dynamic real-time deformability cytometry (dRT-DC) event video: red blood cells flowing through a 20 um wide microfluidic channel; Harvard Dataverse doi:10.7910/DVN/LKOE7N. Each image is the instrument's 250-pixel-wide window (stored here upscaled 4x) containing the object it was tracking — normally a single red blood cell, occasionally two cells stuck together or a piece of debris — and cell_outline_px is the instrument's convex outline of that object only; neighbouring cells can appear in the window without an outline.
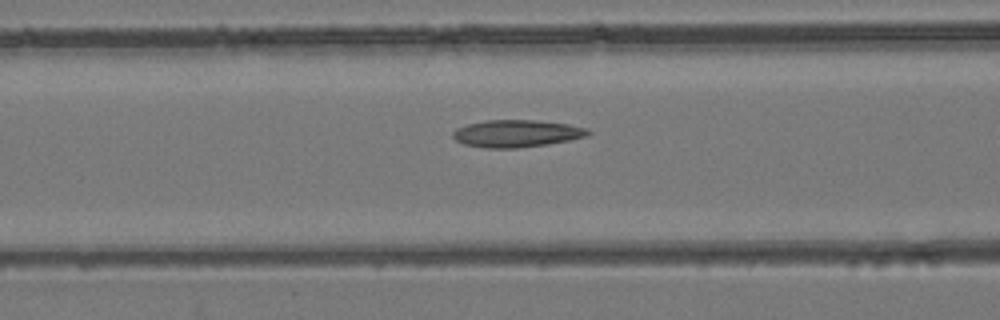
{"species": "common noctule bat (a hibernating species)", "species_latin": "Nyctalus noctula", "temperature_condition": "room temperature", "stored_images_in_passage": 34, "camera_frame_rate_fps": 3000, "um_per_image_px": 0.085, "animal": {"sex": "female", "body_mass_g": 24.6, "forearm_length_mm": 56.2}, "frame": {"image": 1, "passage_image": 6, "time_ms": 1.667, "image_size_px": [1000, 320], "cell_outline_px": [[592, 132], [584, 136], [568, 140], [544, 144], [516, 148], [484, 148], [464, 144], [456, 140], [452, 136], [452, 132], [456, 128], [468, 124], [488, 120], [536, 120], [568, 124], [588, 128]], "centroid_in_image_um": [43.88, 11.34], "position_along_channel_um": 122.7, "area_um2": 21.27}}
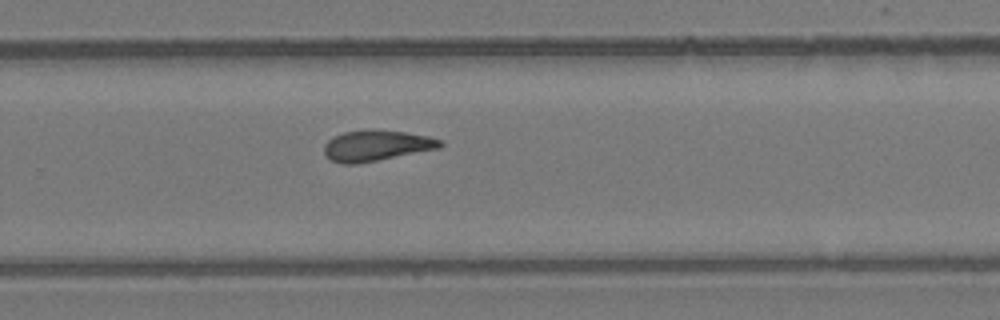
{"frame": {"image": 2, "passage_image": 18, "time_ms": 5.667, "image_size_px": [1000, 320], "cell_outline_px": [[444, 144], [440, 148], [356, 164], [340, 164], [332, 160], [324, 152], [324, 144], [328, 140], [344, 132], [404, 132], [428, 136], [440, 140]], "centroid_in_image_um": [32.0, 12.42], "position_along_channel_um": 297.8, "area_um2": 19.88}}
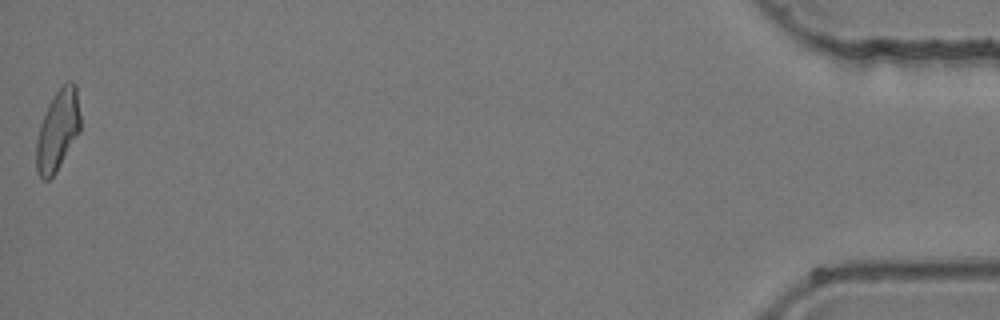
{"frame": {"image": 3, "passage_image": 34, "time_ms": 11.0, "image_size_px": [1000, 320], "cell_outline_px": [[80, 132], [56, 172], [48, 180], [44, 180], [36, 172], [36, 140], [40, 124], [48, 104], [56, 92], [68, 80], [72, 80], [76, 84], [80, 116]], "centroid_in_image_um": [4.91, 11.07], "position_along_channel_um": 430.3, "area_um2": 20.81}}